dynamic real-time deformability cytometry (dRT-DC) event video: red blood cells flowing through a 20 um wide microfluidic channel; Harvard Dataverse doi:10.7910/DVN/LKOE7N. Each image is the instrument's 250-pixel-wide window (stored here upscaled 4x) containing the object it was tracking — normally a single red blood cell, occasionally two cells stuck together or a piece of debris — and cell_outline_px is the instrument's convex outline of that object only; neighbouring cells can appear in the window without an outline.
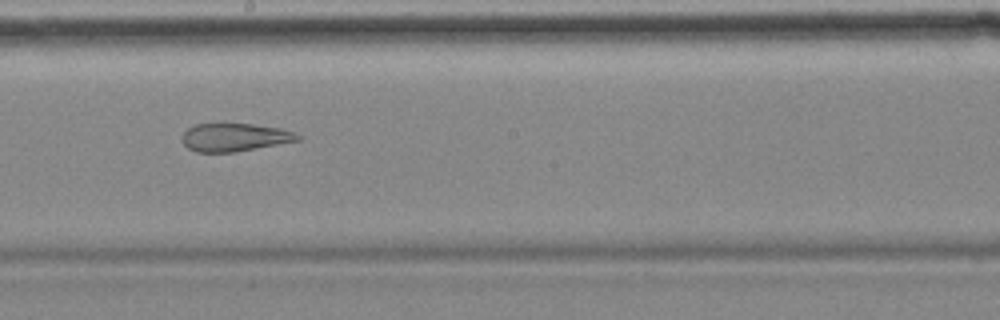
{"species": "common noctule bat (a hibernating species)", "species_latin": "Nyctalus noctula", "temperature_condition": "cold", "stored_images_in_passage": 10, "camera_frame_rate_fps": 3000, "um_per_image_px": 0.085, "animal": {"sex": "female", "body_mass_g": 18.4}, "frame": {"image": 1, "passage_image": 9, "time_ms": 9.333, "image_size_px": [1000, 320], "cell_outline_px": [[300, 140], [236, 152], [196, 152], [188, 148], [184, 144], [184, 132], [188, 128], [196, 124], [252, 124], [280, 128], [292, 132], [300, 136]], "centroid_in_image_um": [19.95, 11.68], "position_along_channel_um": 228.3, "area_um2": 18.61}}